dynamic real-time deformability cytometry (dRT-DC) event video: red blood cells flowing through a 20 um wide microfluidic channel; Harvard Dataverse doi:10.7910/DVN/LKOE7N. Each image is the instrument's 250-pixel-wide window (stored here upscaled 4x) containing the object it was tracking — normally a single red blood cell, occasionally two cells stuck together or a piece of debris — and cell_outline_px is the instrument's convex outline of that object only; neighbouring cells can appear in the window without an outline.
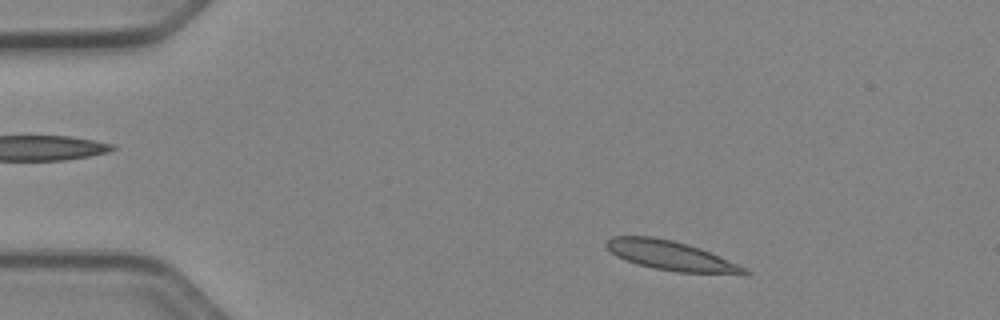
{"species": "Egyptian fruit bat (a non-hibernating species)", "species_latin": "Rousettus aegyptiacus", "temperature_condition": "cold", "stored_images_in_passage": 48, "camera_frame_rate_fps": 3000, "um_per_image_px": 0.085, "animal": {"sex": "female"}, "frame": {"image": 1, "passage_image": 5, "time_ms": 1.333, "image_size_px": [1000, 320], "cell_outline_px": [[752, 272], [748, 276], [744, 276], [676, 272], [652, 268], [636, 264], [624, 260], [616, 256], [604, 244], [612, 236], [652, 236], [672, 240], [688, 244], [700, 248], [720, 256], [748, 268]], "centroid_in_image_um": [57.15, 21.77], "position_along_channel_um": 27.9, "area_um2": 24.39}}
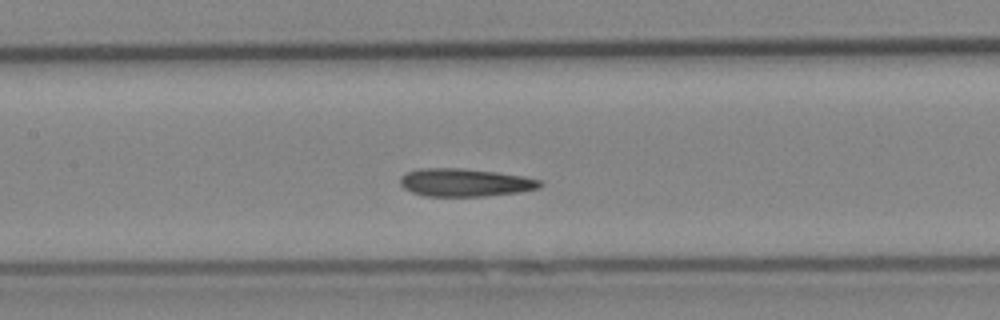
{"frame": {"image": 2, "passage_image": 21, "time_ms": 6.667, "image_size_px": [1000, 320], "cell_outline_px": [[544, 184], [540, 188], [520, 192], [484, 196], [424, 196], [412, 192], [404, 188], [400, 184], [400, 176], [404, 172], [420, 168], [460, 168], [496, 172], [524, 176], [540, 180]], "centroid_in_image_um": [39.51, 15.51], "position_along_channel_um": 167.9, "area_um2": 22.95}}
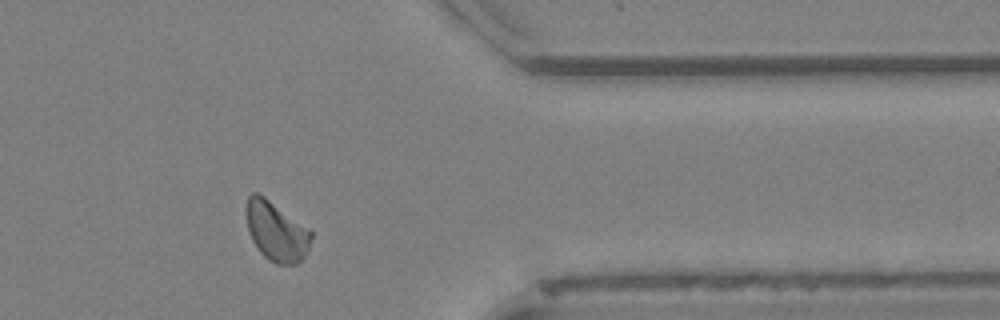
{"frame": {"image": 3, "passage_image": 39, "time_ms": 12.667, "image_size_px": [1000, 320], "cell_outline_px": [[312, 236], [308, 248], [304, 256], [296, 264], [276, 264], [268, 260], [260, 252], [252, 240], [248, 228], [244, 208], [248, 196], [252, 192], [256, 192], [264, 196], [312, 228]], "centroid_in_image_um": [23.49, 19.62], "position_along_channel_um": 387.9, "area_um2": 22.95}, "authors_computed_cell_mechanics": {"area_um2": 22.2819, "velocity_mm_per_s": 3.9127, "shape_relaxation_time_tau1_ms": 8.2514, "shape_relaxation_time_tau2_ms": 2.7955, "deformation_change_tau1": 0.1732, "deformation_change_tau2": 0.0918}}